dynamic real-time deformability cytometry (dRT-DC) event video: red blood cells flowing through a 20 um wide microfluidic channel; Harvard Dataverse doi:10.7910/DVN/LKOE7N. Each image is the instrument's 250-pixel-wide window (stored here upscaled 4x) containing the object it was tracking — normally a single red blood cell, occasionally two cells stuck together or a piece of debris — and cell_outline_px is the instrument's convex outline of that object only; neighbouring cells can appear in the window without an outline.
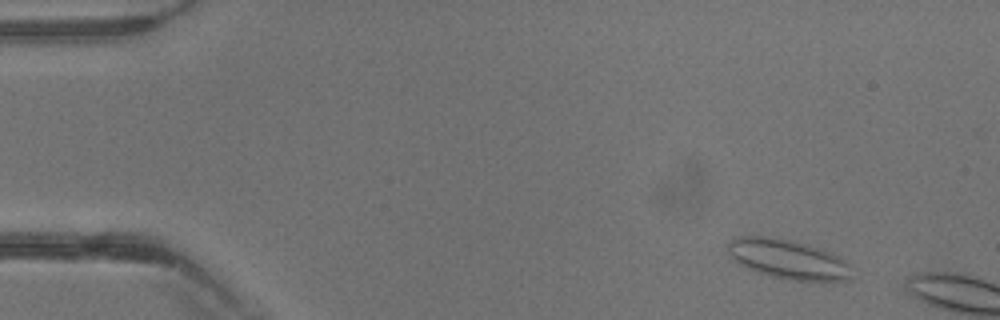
{"species": "common noctule bat (a hibernating species)", "species_latin": "Nyctalus noctula", "temperature_condition": "warm", "stored_images_in_passage": 6, "camera_frame_rate_fps": 3000, "um_per_image_px": 0.085, "animal": {"sex": "male", "body_mass_g": 13.3}, "frame": {"image": 1, "passage_image": 4, "time_ms": 1.0, "image_size_px": [1000, 320], "cell_outline_px": [[852, 280], [820, 284], [788, 280], [756, 272], [732, 260], [728, 252], [728, 244], [736, 236], [764, 236], [792, 240], [828, 252], [844, 260], [848, 264]], "centroid_in_image_um": [67.0, 22.09], "position_along_channel_um": 18.0, "area_um2": 28.96}}